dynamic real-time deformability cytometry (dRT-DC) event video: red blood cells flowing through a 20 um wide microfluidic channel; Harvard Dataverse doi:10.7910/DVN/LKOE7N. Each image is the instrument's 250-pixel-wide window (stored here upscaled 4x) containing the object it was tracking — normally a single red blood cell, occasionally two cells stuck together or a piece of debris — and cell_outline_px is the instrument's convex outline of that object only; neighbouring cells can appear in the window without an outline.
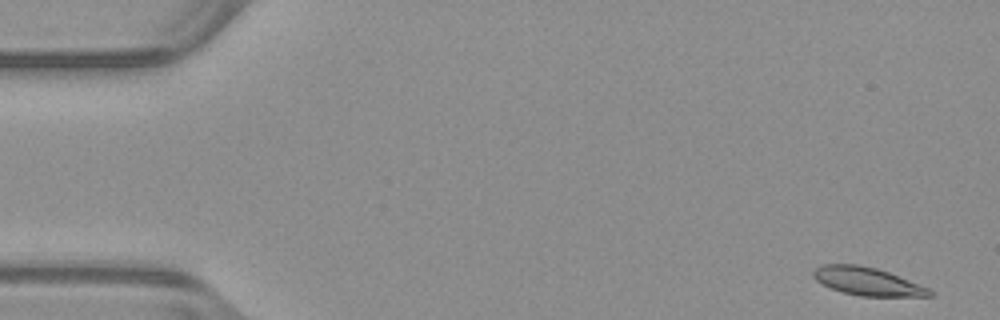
{"species": "common noctule bat (a hibernating species)", "species_latin": "Nyctalus noctula", "temperature_condition": "warm", "stored_images_in_passage": 51, "camera_frame_rate_fps": 3000, "um_per_image_px": 0.085, "animal": {"sex": "male", "body_mass_g": 23.1, "forearm_length_mm": 52.7}, "frame": {"image": 1, "passage_image": 1, "time_ms": 0.0, "image_size_px": [1000, 320], "cell_outline_px": [[932, 296], [860, 296], [844, 292], [832, 288], [816, 280], [812, 276], [812, 272], [820, 264], [856, 264], [876, 268], [888, 272], [928, 288], [932, 292]], "centroid_in_image_um": [73.68, 23.9], "position_along_channel_um": 11.3, "area_um2": 18.67}}
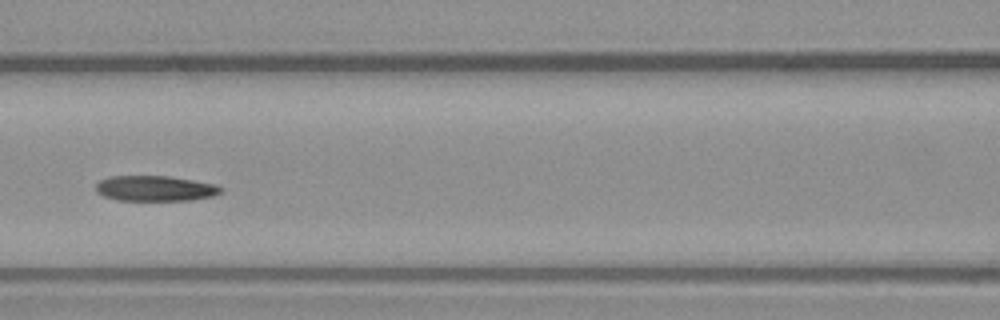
{"frame": {"image": 2, "passage_image": 22, "time_ms": 7.0, "image_size_px": [1000, 320], "cell_outline_px": [[224, 188], [220, 192], [212, 196], [192, 200], [116, 200], [104, 196], [96, 192], [96, 184], [100, 180], [112, 176], [168, 176], [216, 184]], "centroid_in_image_um": [13.18, 16.01], "position_along_channel_um": 153.4, "area_um2": 18.44}}
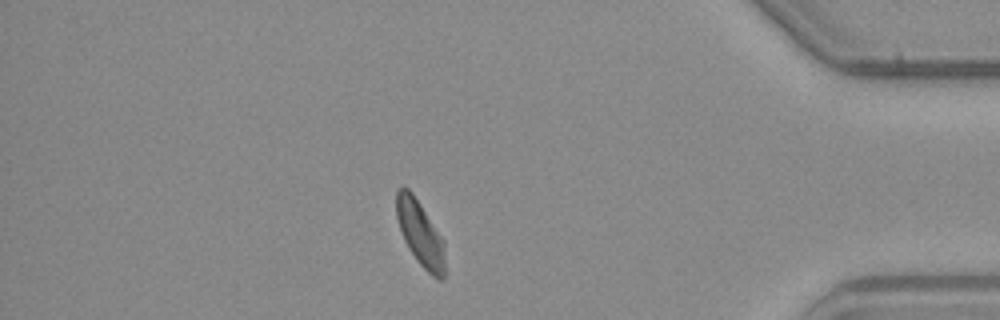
{"frame": {"image": 3, "passage_image": 44, "time_ms": 14.333, "image_size_px": [1000, 320], "cell_outline_px": [[444, 280], [440, 280], [432, 276], [420, 264], [408, 248], [404, 240], [396, 216], [396, 192], [400, 184], [404, 184], [412, 192], [444, 240]], "centroid_in_image_um": [35.7, 19.8], "position_along_channel_um": 399.5, "area_um2": 18.44}, "authors_computed_cell_mechanics": {"area_um2": 19.3052, "velocity_mm_per_s": 3.9214, "shape_relaxation_time_tau1_ms": 7.886, "shape_relaxation_time_tau2_ms": 2.9078, "deformation_change_tau1": 0.1971, "deformation_change_tau2": 0.0911}}